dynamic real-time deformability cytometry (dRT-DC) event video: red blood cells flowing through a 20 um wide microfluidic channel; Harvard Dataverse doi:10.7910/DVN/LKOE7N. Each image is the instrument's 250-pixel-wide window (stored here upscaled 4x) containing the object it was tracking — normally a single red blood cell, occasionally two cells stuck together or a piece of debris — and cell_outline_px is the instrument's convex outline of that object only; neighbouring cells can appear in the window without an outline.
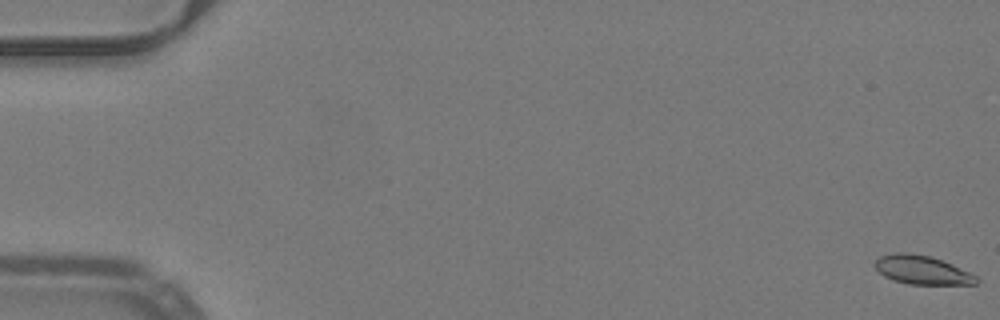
{"species": "common noctule bat (a hibernating species)", "species_latin": "Nyctalus noctula", "temperature_condition": "warm", "stored_images_in_passage": 53, "camera_frame_rate_fps": 3000, "um_per_image_px": 0.085, "animal": {"sex": "male", "body_mass_g": 19.2, "forearm_length_mm": 51.8}, "frame": {"image": 1, "passage_image": 1, "time_ms": 0.0, "image_size_px": [1000, 320], "cell_outline_px": [[980, 280], [976, 284], [908, 284], [884, 276], [876, 268], [876, 260], [880, 256], [892, 252], [912, 252], [932, 256], [952, 264], [976, 276]], "centroid_in_image_um": [78.38, 22.92], "position_along_channel_um": 6.6, "area_um2": 16.94}}
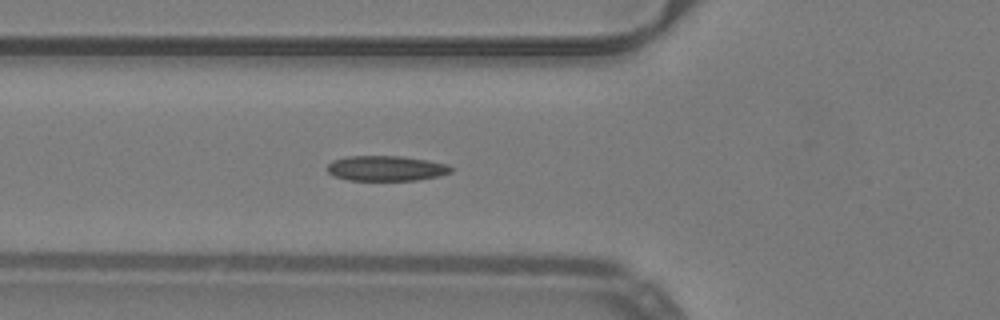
{"frame": {"image": 2, "passage_image": 20, "time_ms": 6.333, "image_size_px": [1000, 320], "cell_outline_px": [[452, 172], [440, 176], [416, 180], [348, 180], [332, 176], [324, 168], [332, 160], [348, 156], [400, 156], [428, 160], [448, 164], [452, 168]], "centroid_in_image_um": [32.79, 14.31], "position_along_channel_um": 93.0, "area_um2": 18.38}}
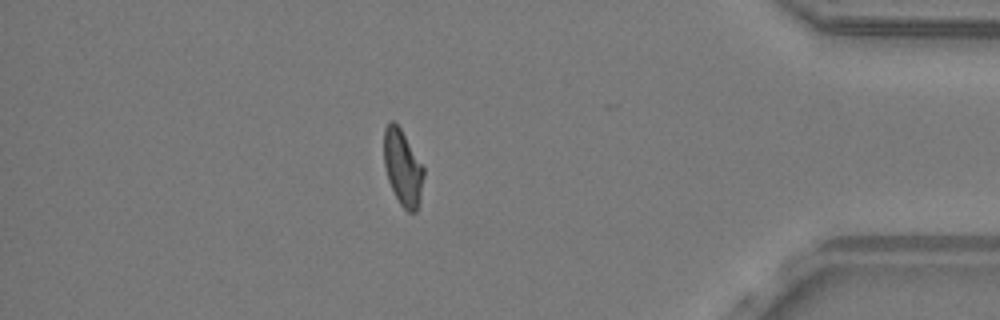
{"frame": {"image": 3, "passage_image": 46, "time_ms": 15.0, "image_size_px": [1000, 320], "cell_outline_px": [[424, 176], [420, 200], [416, 212], [408, 212], [400, 204], [388, 180], [384, 164], [384, 128], [392, 120], [400, 128], [424, 168]], "centroid_in_image_um": [34.23, 14.28], "position_along_channel_um": 401.0, "area_um2": 17.28}, "authors_computed_cell_mechanics": {"area_um2": 17.8024, "velocity_mm_per_s": 3.9958, "shape_relaxation_time_tau1_ms": null, "shape_relaxation_time_tau2_ms": 2.4737, "deformation_change_tau1": null, "deformation_change_tau2": 0.093}}